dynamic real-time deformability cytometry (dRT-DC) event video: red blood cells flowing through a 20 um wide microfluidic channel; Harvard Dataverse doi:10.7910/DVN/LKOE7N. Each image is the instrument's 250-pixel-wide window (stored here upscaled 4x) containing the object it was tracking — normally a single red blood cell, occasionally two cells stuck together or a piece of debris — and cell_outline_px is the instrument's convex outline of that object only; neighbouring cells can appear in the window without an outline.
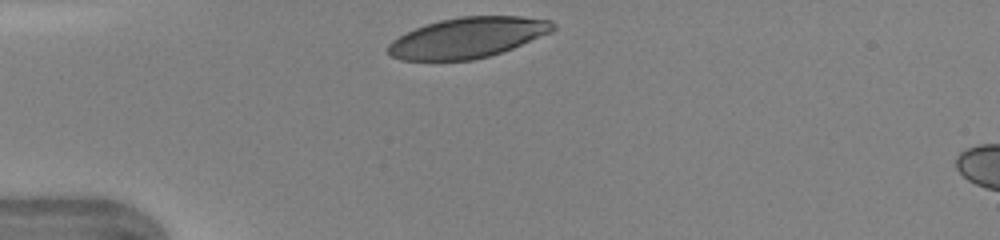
{"species": "human", "species_latin": "Homo sapiens", "temperature_condition": "warm", "stored_images_in_passage": 27, "camera_frame_rate_fps": 3000, "um_per_image_px": 0.085, "donor": {"sex": "female"}, "frame": {"image": 1, "passage_image": 1, "time_ms": 0.0, "image_size_px": [1000, 240], "cell_outline_px": [[556, 28], [552, 32], [512, 48], [488, 56], [472, 60], [400, 60], [392, 56], [388, 52], [388, 44], [392, 40], [424, 24], [440, 20], [460, 16], [520, 16], [552, 20], [556, 24]], "centroid_in_image_um": [39.78, 3.19], "position_along_channel_um": 45.2, "area_um2": 38.78}, "authors_computed_cell_mechanics": {"area_um2": 43.0032, "velocity_mm_per_s": 4.3491, "shape_relaxation_time_tau1_ms": 2.1544, "shape_relaxation_time_tau2_ms": null, "deformation_change_tau1": 0.1728, "deformation_change_tau2": null}}